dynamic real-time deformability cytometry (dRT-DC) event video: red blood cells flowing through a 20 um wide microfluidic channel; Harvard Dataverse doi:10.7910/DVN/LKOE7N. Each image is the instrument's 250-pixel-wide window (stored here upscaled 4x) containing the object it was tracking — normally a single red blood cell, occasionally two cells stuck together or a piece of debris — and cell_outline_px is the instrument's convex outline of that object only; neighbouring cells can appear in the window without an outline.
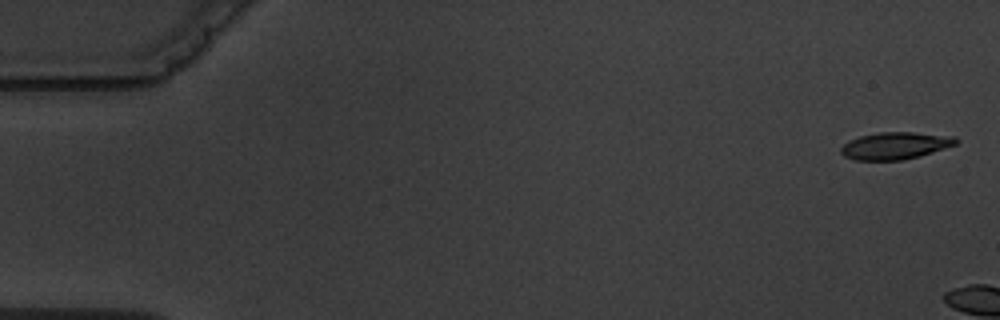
{"species": "common noctule bat (a hibernating species)", "species_latin": "Nyctalus noctula", "temperature_condition": "warm", "stored_images_in_passage": 6, "camera_frame_rate_fps": 3000, "um_per_image_px": 0.085, "animal": {"sex": "male", "body_mass_g": 19.5, "forearm_length_mm": 54.6}, "frame": {"image": 1, "passage_image": 1, "time_ms": 0.0, "image_size_px": [1000, 320], "cell_outline_px": [[960, 140], [956, 144], [920, 156], [904, 160], [852, 160], [844, 156], [840, 152], [840, 148], [848, 140], [860, 136], [880, 132], [912, 132], [956, 136]], "centroid_in_image_um": [76.09, 12.38], "position_along_channel_um": 8.9, "area_um2": 18.32}}
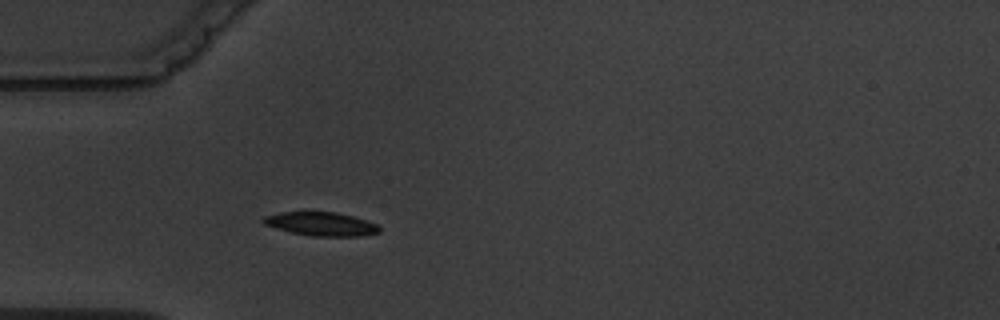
{"frame": {"image": 2, "passage_image": 6, "time_ms": 6.667, "image_size_px": [1000, 320], "cell_outline_px": [[380, 232], [364, 236], [312, 236], [292, 232], [276, 228], [264, 224], [260, 220], [264, 216], [280, 212], [336, 212], [368, 220], [376, 224], [380, 228]], "centroid_in_image_um": [27.31, 19.03], "position_along_channel_um": 57.7, "area_um2": 16.01}}